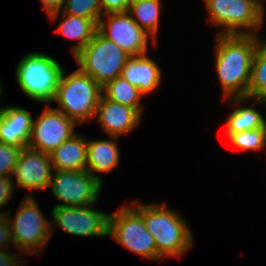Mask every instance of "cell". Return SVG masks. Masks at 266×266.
Instances as JSON below:
<instances>
[{
  "label": "cell",
  "mask_w": 266,
  "mask_h": 266,
  "mask_svg": "<svg viewBox=\"0 0 266 266\" xmlns=\"http://www.w3.org/2000/svg\"><path fill=\"white\" fill-rule=\"evenodd\" d=\"M11 244V245H10ZM12 226L7 216L0 212V251L12 249Z\"/></svg>",
  "instance_id": "4316f807"
},
{
  "label": "cell",
  "mask_w": 266,
  "mask_h": 266,
  "mask_svg": "<svg viewBox=\"0 0 266 266\" xmlns=\"http://www.w3.org/2000/svg\"><path fill=\"white\" fill-rule=\"evenodd\" d=\"M225 100L234 104V106L237 104L239 105L228 114L225 122V133H237L266 127L265 116L255 109V107L260 104L261 106L265 105L264 107L266 108L265 103L256 100L247 107L246 105H242V103L251 100L248 97L227 98L224 99V101ZM240 104L242 106H240Z\"/></svg>",
  "instance_id": "ffe728a7"
},
{
  "label": "cell",
  "mask_w": 266,
  "mask_h": 266,
  "mask_svg": "<svg viewBox=\"0 0 266 266\" xmlns=\"http://www.w3.org/2000/svg\"><path fill=\"white\" fill-rule=\"evenodd\" d=\"M63 71V67L53 56L34 51L20 58L15 77L27 97L50 105L55 98Z\"/></svg>",
  "instance_id": "3957f363"
},
{
  "label": "cell",
  "mask_w": 266,
  "mask_h": 266,
  "mask_svg": "<svg viewBox=\"0 0 266 266\" xmlns=\"http://www.w3.org/2000/svg\"><path fill=\"white\" fill-rule=\"evenodd\" d=\"M132 203L130 205L142 215L146 229L155 240L157 253L163 259L179 258L193 247V234L186 219L178 211L169 209L166 202Z\"/></svg>",
  "instance_id": "7a4b0ae2"
},
{
  "label": "cell",
  "mask_w": 266,
  "mask_h": 266,
  "mask_svg": "<svg viewBox=\"0 0 266 266\" xmlns=\"http://www.w3.org/2000/svg\"><path fill=\"white\" fill-rule=\"evenodd\" d=\"M38 206L33 194L28 193L20 203L14 218L9 210L3 212L12 226L14 248L22 254L41 255L42 249L52 236L51 221Z\"/></svg>",
  "instance_id": "8992f818"
},
{
  "label": "cell",
  "mask_w": 266,
  "mask_h": 266,
  "mask_svg": "<svg viewBox=\"0 0 266 266\" xmlns=\"http://www.w3.org/2000/svg\"><path fill=\"white\" fill-rule=\"evenodd\" d=\"M61 12L90 19L97 26L103 16L101 0H64Z\"/></svg>",
  "instance_id": "d4e9b609"
},
{
  "label": "cell",
  "mask_w": 266,
  "mask_h": 266,
  "mask_svg": "<svg viewBox=\"0 0 266 266\" xmlns=\"http://www.w3.org/2000/svg\"><path fill=\"white\" fill-rule=\"evenodd\" d=\"M266 0H203L211 25L221 35H258L264 25Z\"/></svg>",
  "instance_id": "277c9868"
},
{
  "label": "cell",
  "mask_w": 266,
  "mask_h": 266,
  "mask_svg": "<svg viewBox=\"0 0 266 266\" xmlns=\"http://www.w3.org/2000/svg\"><path fill=\"white\" fill-rule=\"evenodd\" d=\"M131 0H101L102 13L128 12Z\"/></svg>",
  "instance_id": "f1b7e54d"
},
{
  "label": "cell",
  "mask_w": 266,
  "mask_h": 266,
  "mask_svg": "<svg viewBox=\"0 0 266 266\" xmlns=\"http://www.w3.org/2000/svg\"><path fill=\"white\" fill-rule=\"evenodd\" d=\"M47 15L61 11L64 0H40Z\"/></svg>",
  "instance_id": "4dcf8cb0"
},
{
  "label": "cell",
  "mask_w": 266,
  "mask_h": 266,
  "mask_svg": "<svg viewBox=\"0 0 266 266\" xmlns=\"http://www.w3.org/2000/svg\"><path fill=\"white\" fill-rule=\"evenodd\" d=\"M15 188L13 177L0 178V208L10 201Z\"/></svg>",
  "instance_id": "83f0119b"
},
{
  "label": "cell",
  "mask_w": 266,
  "mask_h": 266,
  "mask_svg": "<svg viewBox=\"0 0 266 266\" xmlns=\"http://www.w3.org/2000/svg\"><path fill=\"white\" fill-rule=\"evenodd\" d=\"M247 97L266 104V46L261 43L253 57Z\"/></svg>",
  "instance_id": "603a6c76"
},
{
  "label": "cell",
  "mask_w": 266,
  "mask_h": 266,
  "mask_svg": "<svg viewBox=\"0 0 266 266\" xmlns=\"http://www.w3.org/2000/svg\"><path fill=\"white\" fill-rule=\"evenodd\" d=\"M102 95L112 102L129 106L137 109L141 114L143 113L145 106L140 101L144 95L122 76L107 82L102 87Z\"/></svg>",
  "instance_id": "7402d4cb"
},
{
  "label": "cell",
  "mask_w": 266,
  "mask_h": 266,
  "mask_svg": "<svg viewBox=\"0 0 266 266\" xmlns=\"http://www.w3.org/2000/svg\"><path fill=\"white\" fill-rule=\"evenodd\" d=\"M49 17L51 22L58 21V18L61 19L55 30L57 34L78 42L70 48L73 56L92 40L98 29V26L90 19L65 14L61 11L51 14Z\"/></svg>",
  "instance_id": "d6986e66"
},
{
  "label": "cell",
  "mask_w": 266,
  "mask_h": 266,
  "mask_svg": "<svg viewBox=\"0 0 266 266\" xmlns=\"http://www.w3.org/2000/svg\"><path fill=\"white\" fill-rule=\"evenodd\" d=\"M103 183L87 170H54L49 188L61 203L54 207H81L96 204Z\"/></svg>",
  "instance_id": "9c48e42d"
},
{
  "label": "cell",
  "mask_w": 266,
  "mask_h": 266,
  "mask_svg": "<svg viewBox=\"0 0 266 266\" xmlns=\"http://www.w3.org/2000/svg\"><path fill=\"white\" fill-rule=\"evenodd\" d=\"M102 87L89 75L79 69L71 73L63 71L53 103L55 109L64 113L78 124L95 120Z\"/></svg>",
  "instance_id": "5b68a950"
},
{
  "label": "cell",
  "mask_w": 266,
  "mask_h": 266,
  "mask_svg": "<svg viewBox=\"0 0 266 266\" xmlns=\"http://www.w3.org/2000/svg\"><path fill=\"white\" fill-rule=\"evenodd\" d=\"M162 0H131L128 13L132 19L157 43L160 28Z\"/></svg>",
  "instance_id": "44dd1931"
},
{
  "label": "cell",
  "mask_w": 266,
  "mask_h": 266,
  "mask_svg": "<svg viewBox=\"0 0 266 266\" xmlns=\"http://www.w3.org/2000/svg\"><path fill=\"white\" fill-rule=\"evenodd\" d=\"M215 38V67L222 99L247 97L253 57L262 40L259 35L238 34H217Z\"/></svg>",
  "instance_id": "6da1fadb"
},
{
  "label": "cell",
  "mask_w": 266,
  "mask_h": 266,
  "mask_svg": "<svg viewBox=\"0 0 266 266\" xmlns=\"http://www.w3.org/2000/svg\"><path fill=\"white\" fill-rule=\"evenodd\" d=\"M20 253V251L10 252L9 249L0 251V266H23L25 261Z\"/></svg>",
  "instance_id": "f546056e"
},
{
  "label": "cell",
  "mask_w": 266,
  "mask_h": 266,
  "mask_svg": "<svg viewBox=\"0 0 266 266\" xmlns=\"http://www.w3.org/2000/svg\"><path fill=\"white\" fill-rule=\"evenodd\" d=\"M108 236L131 252L151 260H162L153 236L148 232L142 215L130 204L109 215Z\"/></svg>",
  "instance_id": "ba28073f"
},
{
  "label": "cell",
  "mask_w": 266,
  "mask_h": 266,
  "mask_svg": "<svg viewBox=\"0 0 266 266\" xmlns=\"http://www.w3.org/2000/svg\"><path fill=\"white\" fill-rule=\"evenodd\" d=\"M261 40H262V43L266 46V39H265V38L263 39V38L261 37Z\"/></svg>",
  "instance_id": "d6a6232c"
},
{
  "label": "cell",
  "mask_w": 266,
  "mask_h": 266,
  "mask_svg": "<svg viewBox=\"0 0 266 266\" xmlns=\"http://www.w3.org/2000/svg\"><path fill=\"white\" fill-rule=\"evenodd\" d=\"M142 115L137 109L112 102L101 95L95 118L108 136L120 138L141 124Z\"/></svg>",
  "instance_id": "5bb4252c"
},
{
  "label": "cell",
  "mask_w": 266,
  "mask_h": 266,
  "mask_svg": "<svg viewBox=\"0 0 266 266\" xmlns=\"http://www.w3.org/2000/svg\"><path fill=\"white\" fill-rule=\"evenodd\" d=\"M73 58L82 73L89 75L103 87L121 76L131 56L97 30L92 40Z\"/></svg>",
  "instance_id": "52a82bcc"
},
{
  "label": "cell",
  "mask_w": 266,
  "mask_h": 266,
  "mask_svg": "<svg viewBox=\"0 0 266 266\" xmlns=\"http://www.w3.org/2000/svg\"><path fill=\"white\" fill-rule=\"evenodd\" d=\"M22 148L0 142V178L12 177Z\"/></svg>",
  "instance_id": "484cf974"
},
{
  "label": "cell",
  "mask_w": 266,
  "mask_h": 266,
  "mask_svg": "<svg viewBox=\"0 0 266 266\" xmlns=\"http://www.w3.org/2000/svg\"><path fill=\"white\" fill-rule=\"evenodd\" d=\"M53 171L49 153L24 147L12 175L16 179L13 182L16 181V188L42 191L49 188Z\"/></svg>",
  "instance_id": "4fadbf2b"
},
{
  "label": "cell",
  "mask_w": 266,
  "mask_h": 266,
  "mask_svg": "<svg viewBox=\"0 0 266 266\" xmlns=\"http://www.w3.org/2000/svg\"><path fill=\"white\" fill-rule=\"evenodd\" d=\"M76 124L61 111L46 105L41 115L33 120L27 147L50 153L76 134Z\"/></svg>",
  "instance_id": "7c38bea8"
},
{
  "label": "cell",
  "mask_w": 266,
  "mask_h": 266,
  "mask_svg": "<svg viewBox=\"0 0 266 266\" xmlns=\"http://www.w3.org/2000/svg\"><path fill=\"white\" fill-rule=\"evenodd\" d=\"M33 118L28 110L19 106L0 107V142L15 147H27Z\"/></svg>",
  "instance_id": "9a60e30c"
},
{
  "label": "cell",
  "mask_w": 266,
  "mask_h": 266,
  "mask_svg": "<svg viewBox=\"0 0 266 266\" xmlns=\"http://www.w3.org/2000/svg\"><path fill=\"white\" fill-rule=\"evenodd\" d=\"M2 90H3V86H2V84H1V80H0V99L2 98Z\"/></svg>",
  "instance_id": "1f68e13d"
},
{
  "label": "cell",
  "mask_w": 266,
  "mask_h": 266,
  "mask_svg": "<svg viewBox=\"0 0 266 266\" xmlns=\"http://www.w3.org/2000/svg\"><path fill=\"white\" fill-rule=\"evenodd\" d=\"M49 155L53 170L84 171L87 165V139L76 132Z\"/></svg>",
  "instance_id": "ac0fdd59"
},
{
  "label": "cell",
  "mask_w": 266,
  "mask_h": 266,
  "mask_svg": "<svg viewBox=\"0 0 266 266\" xmlns=\"http://www.w3.org/2000/svg\"><path fill=\"white\" fill-rule=\"evenodd\" d=\"M108 137L109 140L87 139L86 170L102 183L101 173L111 172L114 168L118 167L120 161V151L117 143L118 137Z\"/></svg>",
  "instance_id": "e0dca14e"
},
{
  "label": "cell",
  "mask_w": 266,
  "mask_h": 266,
  "mask_svg": "<svg viewBox=\"0 0 266 266\" xmlns=\"http://www.w3.org/2000/svg\"><path fill=\"white\" fill-rule=\"evenodd\" d=\"M225 134L233 147L241 151L258 152L263 150L266 146V127Z\"/></svg>",
  "instance_id": "cb8c5ba5"
},
{
  "label": "cell",
  "mask_w": 266,
  "mask_h": 266,
  "mask_svg": "<svg viewBox=\"0 0 266 266\" xmlns=\"http://www.w3.org/2000/svg\"><path fill=\"white\" fill-rule=\"evenodd\" d=\"M131 57L148 54L149 39L157 43L131 17L128 12L104 14L97 29Z\"/></svg>",
  "instance_id": "8fae6325"
},
{
  "label": "cell",
  "mask_w": 266,
  "mask_h": 266,
  "mask_svg": "<svg viewBox=\"0 0 266 266\" xmlns=\"http://www.w3.org/2000/svg\"><path fill=\"white\" fill-rule=\"evenodd\" d=\"M93 205L72 207L58 206L51 210V232L58 225L63 232L77 237H108L109 215Z\"/></svg>",
  "instance_id": "30bf717a"
},
{
  "label": "cell",
  "mask_w": 266,
  "mask_h": 266,
  "mask_svg": "<svg viewBox=\"0 0 266 266\" xmlns=\"http://www.w3.org/2000/svg\"><path fill=\"white\" fill-rule=\"evenodd\" d=\"M162 69L148 54L131 57L122 70L121 76L135 85L145 96L154 93L162 82Z\"/></svg>",
  "instance_id": "2e32d148"
}]
</instances>
